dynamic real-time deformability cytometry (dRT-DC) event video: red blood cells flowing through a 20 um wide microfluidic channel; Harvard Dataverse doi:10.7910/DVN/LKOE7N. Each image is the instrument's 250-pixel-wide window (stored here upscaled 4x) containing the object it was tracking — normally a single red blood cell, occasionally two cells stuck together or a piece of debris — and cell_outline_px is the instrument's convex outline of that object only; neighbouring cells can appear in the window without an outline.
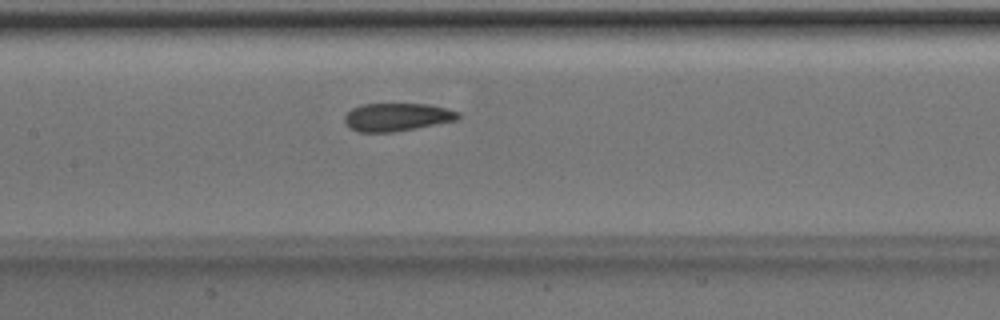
{"species": "Egyptian fruit bat (a non-hibernating species)", "species_latin": "Rousettus aegyptiacus", "temperature_condition": "room temperature", "stored_images_in_passage": 48, "camera_frame_rate_fps": 3000, "um_per_image_px": 0.085, "animal": {"sex": "male"}, "frame": {"image": 1, "passage_image": 22, "time_ms": 7.0, "image_size_px": [1000, 320], "cell_outline_px": [[460, 116], [456, 120], [416, 128], [392, 132], [356, 132], [348, 128], [344, 120], [344, 116], [352, 108], [360, 104], [428, 104], [460, 112]], "centroid_in_image_um": [33.69, 9.95], "position_along_channel_um": 173.7, "area_um2": 18.55}}
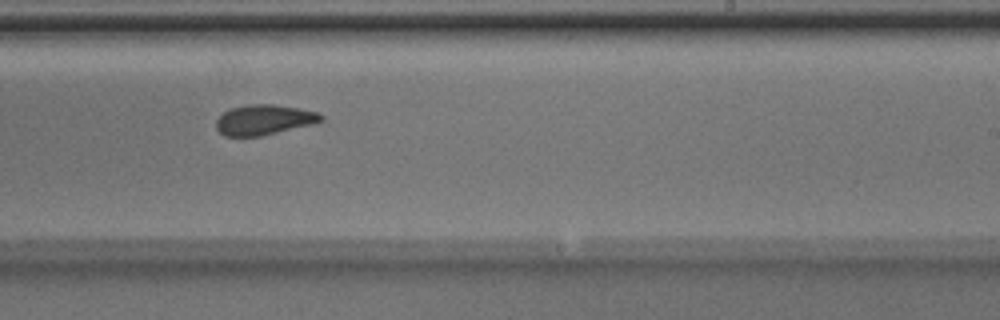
{"frame": {"image": 2, "passage_image": 29, "time_ms": 9.333, "image_size_px": [1000, 320], "cell_outline_px": [[324, 120], [312, 124], [260, 136], [224, 136], [216, 128], [216, 120], [228, 108], [248, 104], [272, 104], [300, 108], [316, 112], [324, 116]], "centroid_in_image_um": [22.43, 10.17], "position_along_channel_um": 266.6, "area_um2": 18.44}}
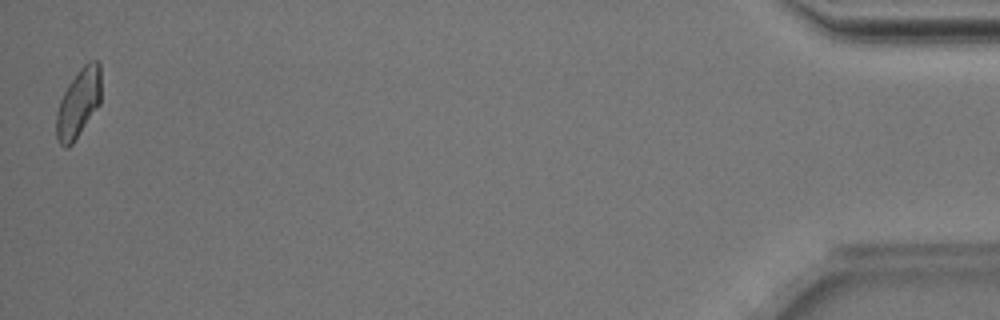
{"frame": {"image": 3, "passage_image": 48, "time_ms": 15.667, "image_size_px": [1000, 320], "cell_outline_px": [[100, 104], [72, 144], [68, 148], [64, 148], [60, 144], [56, 136], [56, 112], [60, 100], [68, 84], [80, 68], [88, 60], [96, 60], [100, 64]], "centroid_in_image_um": [6.66, 8.76], "position_along_channel_um": 428.5, "area_um2": 17.92}, "authors_computed_cell_mechanics": {"area_um2": 18.8717, "velocity_mm_per_s": 4.0024, "shape_relaxation_time_tau1_ms": 5.9453, "shape_relaxation_time_tau2_ms": 0.9586, "deformation_change_tau1": 0.14, "deformation_change_tau2": 0.0563}}